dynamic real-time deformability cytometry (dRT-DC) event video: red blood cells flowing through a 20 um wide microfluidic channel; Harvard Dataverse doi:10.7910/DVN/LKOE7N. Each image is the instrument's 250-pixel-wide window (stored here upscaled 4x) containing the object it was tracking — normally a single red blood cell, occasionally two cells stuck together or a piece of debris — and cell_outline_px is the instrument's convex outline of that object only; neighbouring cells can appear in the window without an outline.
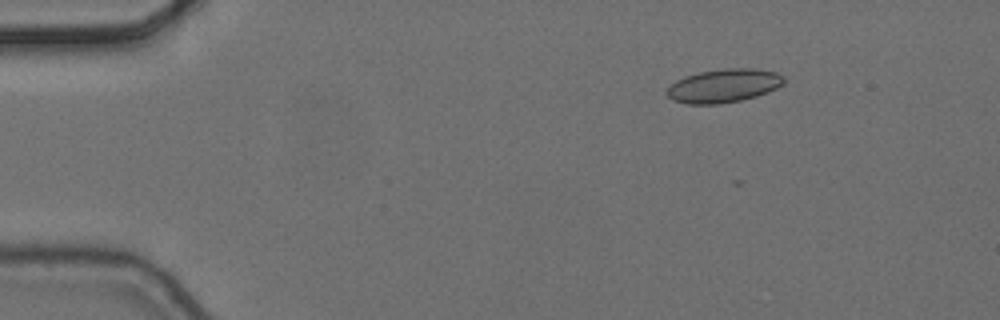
{"species": "common noctule bat (a hibernating species)", "species_latin": "Nyctalus noctula", "temperature_condition": "cold", "stored_images_in_passage": 5, "camera_frame_rate_fps": 3000, "um_per_image_px": 0.085, "animal": {"sex": "female", "body_mass_g": 24.6, "forearm_length_mm": 56.2}, "frame": {"image": 1, "passage_image": 2, "time_ms": 0.333, "image_size_px": [1000, 320], "cell_outline_px": [[784, 84], [768, 92], [756, 96], [740, 100], [720, 104], [688, 104], [672, 100], [664, 92], [676, 80], [684, 76], [700, 72], [724, 68], [756, 68], [776, 72], [784, 76]], "centroid_in_image_um": [61.51, 7.28], "position_along_channel_um": 23.5, "area_um2": 23.0}}
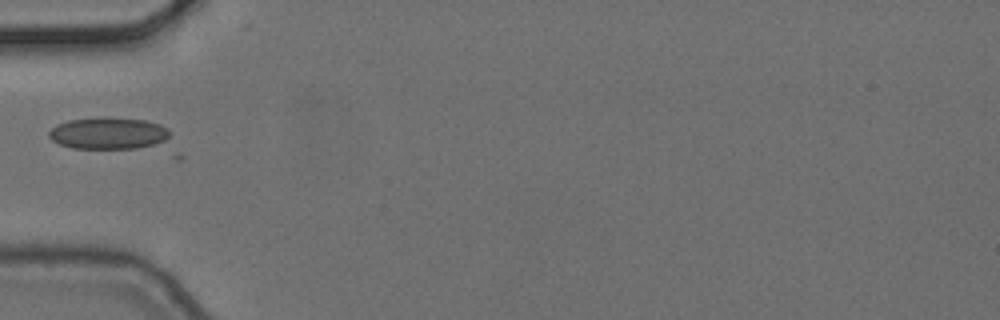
{"frame": {"image": 2, "passage_image": 5, "time_ms": 1.333, "image_size_px": [1000, 320], "cell_outline_px": [[172, 132], [164, 140], [156, 144], [136, 148], [72, 148], [60, 144], [52, 140], [48, 136], [48, 132], [56, 124], [68, 120], [96, 116], [104, 116], [144, 120], [160, 124], [168, 128]], "centroid_in_image_um": [9.19, 11.3], "position_along_channel_um": 75.8, "area_um2": 22.66}}